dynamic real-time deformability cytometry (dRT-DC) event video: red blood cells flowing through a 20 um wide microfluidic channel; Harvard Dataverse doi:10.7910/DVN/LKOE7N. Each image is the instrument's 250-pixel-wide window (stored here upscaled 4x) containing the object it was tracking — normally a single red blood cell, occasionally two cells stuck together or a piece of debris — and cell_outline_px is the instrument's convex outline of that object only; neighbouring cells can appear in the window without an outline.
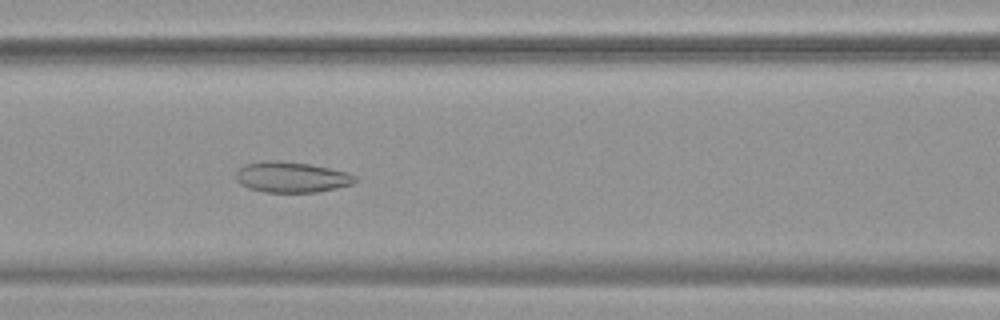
{"species": "common noctule bat (a hibernating species)", "species_latin": "Nyctalus noctula", "temperature_condition": "warm", "stored_images_in_passage": 53, "camera_frame_rate_fps": 3000, "um_per_image_px": 0.085, "animal": {"sex": "female", "body_mass_g": 19.9}, "frame": {"image": 1, "passage_image": 23, "time_ms": 7.333, "image_size_px": [1000, 320], "cell_outline_px": [[356, 180], [352, 184], [336, 188], [316, 192], [264, 192], [248, 188], [240, 184], [236, 180], [236, 172], [244, 164], [264, 160], [276, 160], [308, 164], [348, 172], [356, 176]], "centroid_in_image_um": [24.74, 15.05], "position_along_channel_um": 141.9, "area_um2": 21.27}}
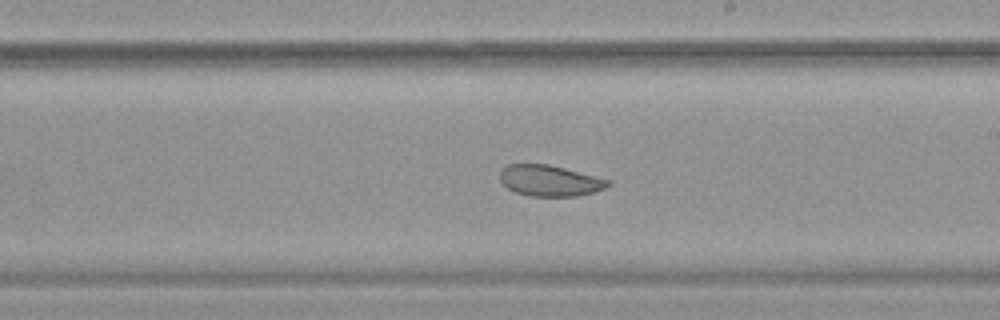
{"frame": {"image": 2, "passage_image": 31, "time_ms": 10.0, "image_size_px": [1000, 320], "cell_outline_px": [[612, 184], [608, 188], [576, 196], [528, 196], [516, 192], [508, 188], [500, 180], [500, 172], [508, 164], [548, 164], [612, 180]], "centroid_in_image_um": [46.77, 15.36], "position_along_channel_um": 242.2, "area_um2": 19.54}}
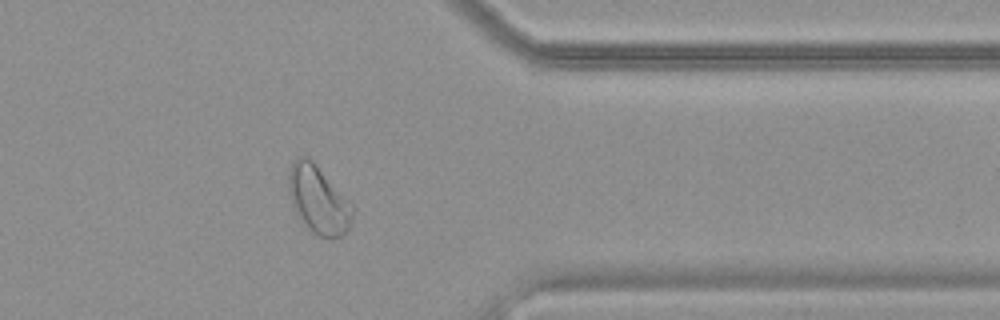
{"frame": {"image": 3, "passage_image": 43, "time_ms": 14.0, "image_size_px": [1000, 320], "cell_outline_px": [[356, 208], [352, 220], [344, 236], [332, 240], [320, 236], [312, 232], [308, 228], [292, 208], [288, 192], [288, 172], [292, 160], [300, 156], [308, 156], [312, 160]], "centroid_in_image_um": [27.06, 16.99], "position_along_channel_um": 384.3, "area_um2": 25.78}, "authors_computed_cell_mechanics": {"area_um2": 26.9348, "velocity_mm_per_s": 3.7879, "shape_relaxation_time_tau1_ms": null, "shape_relaxation_time_tau2_ms": 3.2317, "deformation_change_tau1": null, "deformation_change_tau2": 0.0852}}